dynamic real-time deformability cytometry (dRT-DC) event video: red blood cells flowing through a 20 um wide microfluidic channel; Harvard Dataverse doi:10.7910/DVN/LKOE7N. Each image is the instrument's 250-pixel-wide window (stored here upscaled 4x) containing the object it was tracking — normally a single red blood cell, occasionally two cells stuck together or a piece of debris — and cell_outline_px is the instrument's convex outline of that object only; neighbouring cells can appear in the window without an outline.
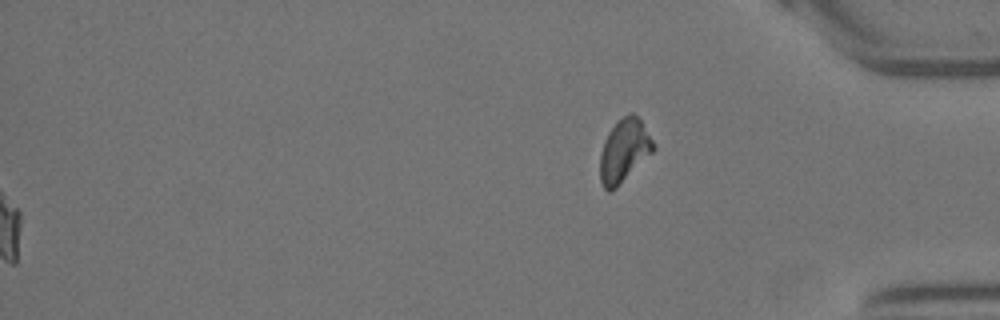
{"species": "Egyptian fruit bat (a non-hibernating species)", "species_latin": "Rousettus aegyptiacus", "temperature_condition": "warm", "stored_images_in_passage": 42, "segment_of_instrument_passage": [2, 2], "camera_frame_rate_fps": 3000, "um_per_image_px": 0.085, "animal": {"sex": "female"}, "frame": {"image": 1, "passage_image": 42, "time_ms": 13.667, "image_size_px": [1000, 320], "cell_outline_px": [[656, 148], [616, 188], [608, 192], [604, 188], [600, 180], [600, 156], [604, 140], [608, 132], [628, 112], [632, 112], [640, 120], [652, 140]], "centroid_in_image_um": [53.03, 12.82], "position_along_channel_um": 382.2, "area_um2": 19.13}}